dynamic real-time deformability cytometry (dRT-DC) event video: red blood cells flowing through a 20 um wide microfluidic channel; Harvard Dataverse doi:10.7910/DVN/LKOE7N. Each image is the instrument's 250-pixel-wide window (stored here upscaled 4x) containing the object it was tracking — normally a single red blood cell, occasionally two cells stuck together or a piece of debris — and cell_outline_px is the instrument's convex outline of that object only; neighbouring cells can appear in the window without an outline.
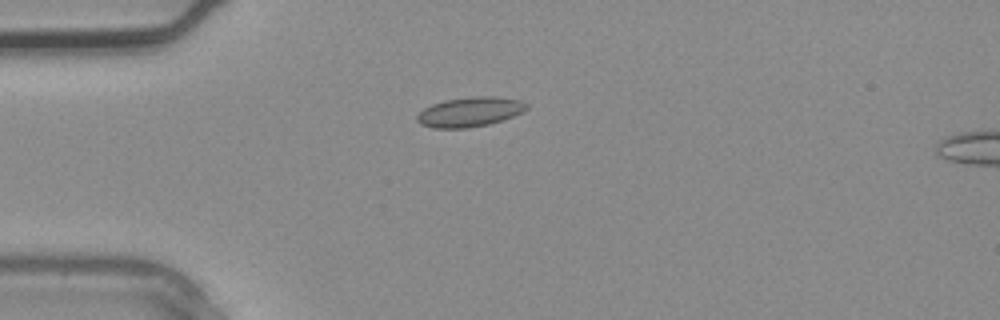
{"species": "common noctule bat (a hibernating species)", "species_latin": "Nyctalus noctula", "temperature_condition": "warm", "stored_images_in_passage": 4, "camera_frame_rate_fps": 3000, "um_per_image_px": 0.085, "animal": {"sex": "male", "body_mass_g": 20.4}, "frame": {"image": 1, "passage_image": 3, "time_ms": 0.667, "image_size_px": [1000, 320], "cell_outline_px": [[528, 108], [524, 112], [488, 124], [468, 128], [432, 128], [420, 124], [416, 120], [416, 116], [424, 108], [432, 104], [444, 100], [476, 96], [492, 96], [520, 100], [528, 104]], "centroid_in_image_um": [39.92, 9.51], "position_along_channel_um": 45.1, "area_um2": 18.9}}